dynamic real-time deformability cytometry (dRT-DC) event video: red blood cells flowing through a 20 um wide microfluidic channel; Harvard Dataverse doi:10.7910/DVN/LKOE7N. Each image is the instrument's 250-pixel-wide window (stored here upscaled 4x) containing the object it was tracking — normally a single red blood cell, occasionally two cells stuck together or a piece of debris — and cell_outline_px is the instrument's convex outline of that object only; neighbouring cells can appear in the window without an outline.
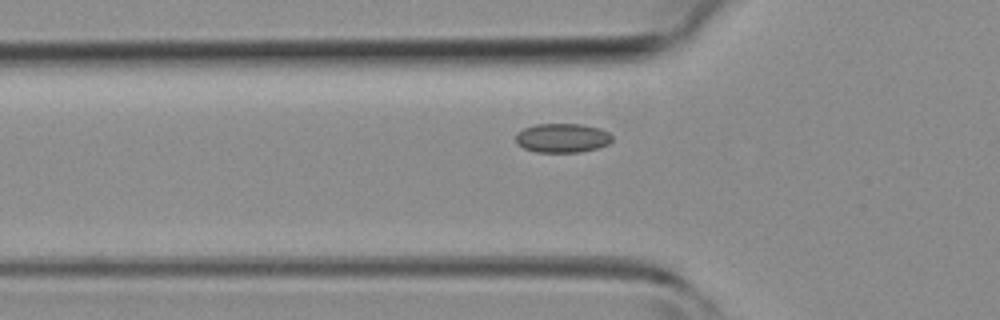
{"species": "common noctule bat (a hibernating species)", "species_latin": "Nyctalus noctula", "temperature_condition": "room temperature", "stored_images_in_passage": 5, "camera_frame_rate_fps": 3000, "um_per_image_px": 0.085, "animal": {"sex": "female", "body_mass_g": 19.3, "forearm_length_mm": 54.1}, "frame": {"image": 1, "passage_image": 5, "time_ms": 6.0, "image_size_px": [1000, 320], "cell_outline_px": [[612, 140], [608, 144], [596, 148], [580, 152], [536, 152], [524, 148], [516, 144], [516, 132], [524, 128], [536, 124], [580, 124], [600, 128], [608, 132], [612, 136]], "centroid_in_image_um": [47.77, 11.72], "position_along_channel_um": 78.0, "area_um2": 16.42}}